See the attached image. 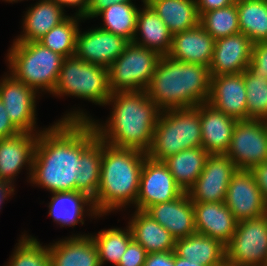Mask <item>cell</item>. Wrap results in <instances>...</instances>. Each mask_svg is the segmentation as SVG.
<instances>
[{"instance_id":"obj_1","label":"cell","mask_w":267,"mask_h":266,"mask_svg":"<svg viewBox=\"0 0 267 266\" xmlns=\"http://www.w3.org/2000/svg\"><path fill=\"white\" fill-rule=\"evenodd\" d=\"M103 141L90 121H56L38 133L28 182L50 193L79 191L93 199Z\"/></svg>"},{"instance_id":"obj_2","label":"cell","mask_w":267,"mask_h":266,"mask_svg":"<svg viewBox=\"0 0 267 266\" xmlns=\"http://www.w3.org/2000/svg\"><path fill=\"white\" fill-rule=\"evenodd\" d=\"M106 105L112 108L105 123L81 109L67 112L58 121H90L103 142L147 153L160 109L148 97L146 90L114 92Z\"/></svg>"},{"instance_id":"obj_3","label":"cell","mask_w":267,"mask_h":266,"mask_svg":"<svg viewBox=\"0 0 267 266\" xmlns=\"http://www.w3.org/2000/svg\"><path fill=\"white\" fill-rule=\"evenodd\" d=\"M210 84L209 67L163 55L156 64L146 92L160 111H166L206 103Z\"/></svg>"},{"instance_id":"obj_4","label":"cell","mask_w":267,"mask_h":266,"mask_svg":"<svg viewBox=\"0 0 267 266\" xmlns=\"http://www.w3.org/2000/svg\"><path fill=\"white\" fill-rule=\"evenodd\" d=\"M147 153L103 142L100 184L92 199L96 212L107 215L136 204L140 174Z\"/></svg>"},{"instance_id":"obj_5","label":"cell","mask_w":267,"mask_h":266,"mask_svg":"<svg viewBox=\"0 0 267 266\" xmlns=\"http://www.w3.org/2000/svg\"><path fill=\"white\" fill-rule=\"evenodd\" d=\"M6 61L9 68L7 72L16 79L38 93L51 94L56 86L64 57L39 42L13 40Z\"/></svg>"},{"instance_id":"obj_6","label":"cell","mask_w":267,"mask_h":266,"mask_svg":"<svg viewBox=\"0 0 267 266\" xmlns=\"http://www.w3.org/2000/svg\"><path fill=\"white\" fill-rule=\"evenodd\" d=\"M202 147L200 104L160 111L147 156L156 161L185 149Z\"/></svg>"},{"instance_id":"obj_7","label":"cell","mask_w":267,"mask_h":266,"mask_svg":"<svg viewBox=\"0 0 267 266\" xmlns=\"http://www.w3.org/2000/svg\"><path fill=\"white\" fill-rule=\"evenodd\" d=\"M53 96H73L106 106L112 91L108 68L85 62L76 56L66 57L59 71Z\"/></svg>"},{"instance_id":"obj_8","label":"cell","mask_w":267,"mask_h":266,"mask_svg":"<svg viewBox=\"0 0 267 266\" xmlns=\"http://www.w3.org/2000/svg\"><path fill=\"white\" fill-rule=\"evenodd\" d=\"M160 57L156 51L130 42L108 67L112 93L146 90Z\"/></svg>"},{"instance_id":"obj_9","label":"cell","mask_w":267,"mask_h":266,"mask_svg":"<svg viewBox=\"0 0 267 266\" xmlns=\"http://www.w3.org/2000/svg\"><path fill=\"white\" fill-rule=\"evenodd\" d=\"M226 262L236 266H265L267 263V214L237 222L225 246Z\"/></svg>"},{"instance_id":"obj_10","label":"cell","mask_w":267,"mask_h":266,"mask_svg":"<svg viewBox=\"0 0 267 266\" xmlns=\"http://www.w3.org/2000/svg\"><path fill=\"white\" fill-rule=\"evenodd\" d=\"M226 155L237 169L251 170L267 161V121L242 120L234 126Z\"/></svg>"},{"instance_id":"obj_11","label":"cell","mask_w":267,"mask_h":266,"mask_svg":"<svg viewBox=\"0 0 267 266\" xmlns=\"http://www.w3.org/2000/svg\"><path fill=\"white\" fill-rule=\"evenodd\" d=\"M39 93L16 79L11 73L3 75L0 80V100L13 125L26 133H40L36 130V101Z\"/></svg>"},{"instance_id":"obj_12","label":"cell","mask_w":267,"mask_h":266,"mask_svg":"<svg viewBox=\"0 0 267 266\" xmlns=\"http://www.w3.org/2000/svg\"><path fill=\"white\" fill-rule=\"evenodd\" d=\"M183 193L163 161L145 158L134 205L136 210L145 211L154 204L173 201Z\"/></svg>"},{"instance_id":"obj_13","label":"cell","mask_w":267,"mask_h":266,"mask_svg":"<svg viewBox=\"0 0 267 266\" xmlns=\"http://www.w3.org/2000/svg\"><path fill=\"white\" fill-rule=\"evenodd\" d=\"M237 168L226 154H210L203 171L188 190L192 202H224L231 176Z\"/></svg>"},{"instance_id":"obj_14","label":"cell","mask_w":267,"mask_h":266,"mask_svg":"<svg viewBox=\"0 0 267 266\" xmlns=\"http://www.w3.org/2000/svg\"><path fill=\"white\" fill-rule=\"evenodd\" d=\"M224 203L237 221L267 214V205L250 170L237 169L231 176Z\"/></svg>"},{"instance_id":"obj_15","label":"cell","mask_w":267,"mask_h":266,"mask_svg":"<svg viewBox=\"0 0 267 266\" xmlns=\"http://www.w3.org/2000/svg\"><path fill=\"white\" fill-rule=\"evenodd\" d=\"M130 42L100 27L83 32L76 38L75 56L85 62L108 68L125 50Z\"/></svg>"},{"instance_id":"obj_16","label":"cell","mask_w":267,"mask_h":266,"mask_svg":"<svg viewBox=\"0 0 267 266\" xmlns=\"http://www.w3.org/2000/svg\"><path fill=\"white\" fill-rule=\"evenodd\" d=\"M38 133L19 132L14 136L0 139V180L14 185L21 170L32 172V163ZM28 167V168H27Z\"/></svg>"},{"instance_id":"obj_17","label":"cell","mask_w":267,"mask_h":266,"mask_svg":"<svg viewBox=\"0 0 267 266\" xmlns=\"http://www.w3.org/2000/svg\"><path fill=\"white\" fill-rule=\"evenodd\" d=\"M207 102L216 110L237 121L247 120V98L243 72L211 76L210 95Z\"/></svg>"},{"instance_id":"obj_18","label":"cell","mask_w":267,"mask_h":266,"mask_svg":"<svg viewBox=\"0 0 267 266\" xmlns=\"http://www.w3.org/2000/svg\"><path fill=\"white\" fill-rule=\"evenodd\" d=\"M253 42L243 33L215 40L211 76L239 74L250 64Z\"/></svg>"},{"instance_id":"obj_19","label":"cell","mask_w":267,"mask_h":266,"mask_svg":"<svg viewBox=\"0 0 267 266\" xmlns=\"http://www.w3.org/2000/svg\"><path fill=\"white\" fill-rule=\"evenodd\" d=\"M144 212L166 228L175 240L196 233L193 202L187 192L173 201L154 204Z\"/></svg>"},{"instance_id":"obj_20","label":"cell","mask_w":267,"mask_h":266,"mask_svg":"<svg viewBox=\"0 0 267 266\" xmlns=\"http://www.w3.org/2000/svg\"><path fill=\"white\" fill-rule=\"evenodd\" d=\"M196 233L227 245L234 235L237 220L224 202H193Z\"/></svg>"},{"instance_id":"obj_21","label":"cell","mask_w":267,"mask_h":266,"mask_svg":"<svg viewBox=\"0 0 267 266\" xmlns=\"http://www.w3.org/2000/svg\"><path fill=\"white\" fill-rule=\"evenodd\" d=\"M215 39L199 24L197 27L172 35L169 57L209 67Z\"/></svg>"},{"instance_id":"obj_22","label":"cell","mask_w":267,"mask_h":266,"mask_svg":"<svg viewBox=\"0 0 267 266\" xmlns=\"http://www.w3.org/2000/svg\"><path fill=\"white\" fill-rule=\"evenodd\" d=\"M50 244L52 266H100L98 250L90 234L77 233Z\"/></svg>"},{"instance_id":"obj_23","label":"cell","mask_w":267,"mask_h":266,"mask_svg":"<svg viewBox=\"0 0 267 266\" xmlns=\"http://www.w3.org/2000/svg\"><path fill=\"white\" fill-rule=\"evenodd\" d=\"M238 121L216 110L208 102L200 104L202 147L209 154H226Z\"/></svg>"},{"instance_id":"obj_24","label":"cell","mask_w":267,"mask_h":266,"mask_svg":"<svg viewBox=\"0 0 267 266\" xmlns=\"http://www.w3.org/2000/svg\"><path fill=\"white\" fill-rule=\"evenodd\" d=\"M51 195L48 214L60 227H75L79 223L84 225L85 214L91 218L101 217L96 212L92 199L85 193L71 191L55 192Z\"/></svg>"},{"instance_id":"obj_25","label":"cell","mask_w":267,"mask_h":266,"mask_svg":"<svg viewBox=\"0 0 267 266\" xmlns=\"http://www.w3.org/2000/svg\"><path fill=\"white\" fill-rule=\"evenodd\" d=\"M65 9L51 0H38L28 7L22 20L23 32L15 41L38 42L53 27L63 22L68 15Z\"/></svg>"},{"instance_id":"obj_26","label":"cell","mask_w":267,"mask_h":266,"mask_svg":"<svg viewBox=\"0 0 267 266\" xmlns=\"http://www.w3.org/2000/svg\"><path fill=\"white\" fill-rule=\"evenodd\" d=\"M142 5L143 8H140L138 12L136 32L132 42L152 49L160 56L167 55L172 44V34L148 4Z\"/></svg>"},{"instance_id":"obj_27","label":"cell","mask_w":267,"mask_h":266,"mask_svg":"<svg viewBox=\"0 0 267 266\" xmlns=\"http://www.w3.org/2000/svg\"><path fill=\"white\" fill-rule=\"evenodd\" d=\"M174 253L204 266H222L226 262L225 245L199 233L175 240Z\"/></svg>"},{"instance_id":"obj_28","label":"cell","mask_w":267,"mask_h":266,"mask_svg":"<svg viewBox=\"0 0 267 266\" xmlns=\"http://www.w3.org/2000/svg\"><path fill=\"white\" fill-rule=\"evenodd\" d=\"M131 215L128 225L132 237L147 253L174 251L175 239L166 228L144 211L135 209Z\"/></svg>"},{"instance_id":"obj_29","label":"cell","mask_w":267,"mask_h":266,"mask_svg":"<svg viewBox=\"0 0 267 266\" xmlns=\"http://www.w3.org/2000/svg\"><path fill=\"white\" fill-rule=\"evenodd\" d=\"M148 5L172 35L193 29L200 24L196 0H152Z\"/></svg>"},{"instance_id":"obj_30","label":"cell","mask_w":267,"mask_h":266,"mask_svg":"<svg viewBox=\"0 0 267 266\" xmlns=\"http://www.w3.org/2000/svg\"><path fill=\"white\" fill-rule=\"evenodd\" d=\"M209 155L203 147H194L166 158L163 163L181 189L188 192L203 171Z\"/></svg>"},{"instance_id":"obj_31","label":"cell","mask_w":267,"mask_h":266,"mask_svg":"<svg viewBox=\"0 0 267 266\" xmlns=\"http://www.w3.org/2000/svg\"><path fill=\"white\" fill-rule=\"evenodd\" d=\"M240 33L253 43L267 41L266 0H235Z\"/></svg>"},{"instance_id":"obj_32","label":"cell","mask_w":267,"mask_h":266,"mask_svg":"<svg viewBox=\"0 0 267 266\" xmlns=\"http://www.w3.org/2000/svg\"><path fill=\"white\" fill-rule=\"evenodd\" d=\"M138 12L139 7L137 8L135 2L118 3L105 8L96 17L102 18L101 29L132 42L136 32Z\"/></svg>"},{"instance_id":"obj_33","label":"cell","mask_w":267,"mask_h":266,"mask_svg":"<svg viewBox=\"0 0 267 266\" xmlns=\"http://www.w3.org/2000/svg\"><path fill=\"white\" fill-rule=\"evenodd\" d=\"M125 228L111 227L99 231L98 234H90L98 250L100 266H103L105 262H112L114 266L119 263L128 244L133 240L130 226L126 225Z\"/></svg>"},{"instance_id":"obj_34","label":"cell","mask_w":267,"mask_h":266,"mask_svg":"<svg viewBox=\"0 0 267 266\" xmlns=\"http://www.w3.org/2000/svg\"><path fill=\"white\" fill-rule=\"evenodd\" d=\"M81 16H68L63 22L53 27L38 42L64 58L75 56L76 38Z\"/></svg>"},{"instance_id":"obj_35","label":"cell","mask_w":267,"mask_h":266,"mask_svg":"<svg viewBox=\"0 0 267 266\" xmlns=\"http://www.w3.org/2000/svg\"><path fill=\"white\" fill-rule=\"evenodd\" d=\"M200 25L215 39L240 33L237 4L205 12Z\"/></svg>"},{"instance_id":"obj_36","label":"cell","mask_w":267,"mask_h":266,"mask_svg":"<svg viewBox=\"0 0 267 266\" xmlns=\"http://www.w3.org/2000/svg\"><path fill=\"white\" fill-rule=\"evenodd\" d=\"M15 246L6 266H52L48 245L36 237L24 233Z\"/></svg>"},{"instance_id":"obj_37","label":"cell","mask_w":267,"mask_h":266,"mask_svg":"<svg viewBox=\"0 0 267 266\" xmlns=\"http://www.w3.org/2000/svg\"><path fill=\"white\" fill-rule=\"evenodd\" d=\"M247 98V120L267 121V78L254 75L248 68L243 71Z\"/></svg>"},{"instance_id":"obj_38","label":"cell","mask_w":267,"mask_h":266,"mask_svg":"<svg viewBox=\"0 0 267 266\" xmlns=\"http://www.w3.org/2000/svg\"><path fill=\"white\" fill-rule=\"evenodd\" d=\"M248 69L254 75L267 78V41L253 43L252 56Z\"/></svg>"},{"instance_id":"obj_39","label":"cell","mask_w":267,"mask_h":266,"mask_svg":"<svg viewBox=\"0 0 267 266\" xmlns=\"http://www.w3.org/2000/svg\"><path fill=\"white\" fill-rule=\"evenodd\" d=\"M147 254V251L133 239L117 266H144Z\"/></svg>"},{"instance_id":"obj_40","label":"cell","mask_w":267,"mask_h":266,"mask_svg":"<svg viewBox=\"0 0 267 266\" xmlns=\"http://www.w3.org/2000/svg\"><path fill=\"white\" fill-rule=\"evenodd\" d=\"M133 0H89L86 14L82 17L84 20L93 19L105 8L118 3H129Z\"/></svg>"},{"instance_id":"obj_41","label":"cell","mask_w":267,"mask_h":266,"mask_svg":"<svg viewBox=\"0 0 267 266\" xmlns=\"http://www.w3.org/2000/svg\"><path fill=\"white\" fill-rule=\"evenodd\" d=\"M144 266H174V251L148 253Z\"/></svg>"},{"instance_id":"obj_42","label":"cell","mask_w":267,"mask_h":266,"mask_svg":"<svg viewBox=\"0 0 267 266\" xmlns=\"http://www.w3.org/2000/svg\"><path fill=\"white\" fill-rule=\"evenodd\" d=\"M250 172L253 174L267 205V161L254 166Z\"/></svg>"},{"instance_id":"obj_43","label":"cell","mask_w":267,"mask_h":266,"mask_svg":"<svg viewBox=\"0 0 267 266\" xmlns=\"http://www.w3.org/2000/svg\"><path fill=\"white\" fill-rule=\"evenodd\" d=\"M20 131L10 121L3 102L0 100V139L18 134Z\"/></svg>"},{"instance_id":"obj_44","label":"cell","mask_w":267,"mask_h":266,"mask_svg":"<svg viewBox=\"0 0 267 266\" xmlns=\"http://www.w3.org/2000/svg\"><path fill=\"white\" fill-rule=\"evenodd\" d=\"M234 2L235 0H196L197 10L200 17L205 12L229 6Z\"/></svg>"},{"instance_id":"obj_45","label":"cell","mask_w":267,"mask_h":266,"mask_svg":"<svg viewBox=\"0 0 267 266\" xmlns=\"http://www.w3.org/2000/svg\"><path fill=\"white\" fill-rule=\"evenodd\" d=\"M55 2L57 5L65 8V7H73L76 8L75 15L83 17L86 14L89 0H51ZM78 7V10H77Z\"/></svg>"},{"instance_id":"obj_46","label":"cell","mask_w":267,"mask_h":266,"mask_svg":"<svg viewBox=\"0 0 267 266\" xmlns=\"http://www.w3.org/2000/svg\"><path fill=\"white\" fill-rule=\"evenodd\" d=\"M15 185L6 182V181H0V209L2 208V204L4 201L14 195L15 193Z\"/></svg>"},{"instance_id":"obj_47","label":"cell","mask_w":267,"mask_h":266,"mask_svg":"<svg viewBox=\"0 0 267 266\" xmlns=\"http://www.w3.org/2000/svg\"><path fill=\"white\" fill-rule=\"evenodd\" d=\"M174 266H204L198 262H192L182 257L176 256L174 253Z\"/></svg>"},{"instance_id":"obj_48","label":"cell","mask_w":267,"mask_h":266,"mask_svg":"<svg viewBox=\"0 0 267 266\" xmlns=\"http://www.w3.org/2000/svg\"><path fill=\"white\" fill-rule=\"evenodd\" d=\"M3 1H6V2H9V3H13V2H20V1H23V0H3Z\"/></svg>"},{"instance_id":"obj_49","label":"cell","mask_w":267,"mask_h":266,"mask_svg":"<svg viewBox=\"0 0 267 266\" xmlns=\"http://www.w3.org/2000/svg\"><path fill=\"white\" fill-rule=\"evenodd\" d=\"M222 266H236V265H233V264H230L228 262H225Z\"/></svg>"},{"instance_id":"obj_50","label":"cell","mask_w":267,"mask_h":266,"mask_svg":"<svg viewBox=\"0 0 267 266\" xmlns=\"http://www.w3.org/2000/svg\"><path fill=\"white\" fill-rule=\"evenodd\" d=\"M144 4H148L152 0H141Z\"/></svg>"}]
</instances>
